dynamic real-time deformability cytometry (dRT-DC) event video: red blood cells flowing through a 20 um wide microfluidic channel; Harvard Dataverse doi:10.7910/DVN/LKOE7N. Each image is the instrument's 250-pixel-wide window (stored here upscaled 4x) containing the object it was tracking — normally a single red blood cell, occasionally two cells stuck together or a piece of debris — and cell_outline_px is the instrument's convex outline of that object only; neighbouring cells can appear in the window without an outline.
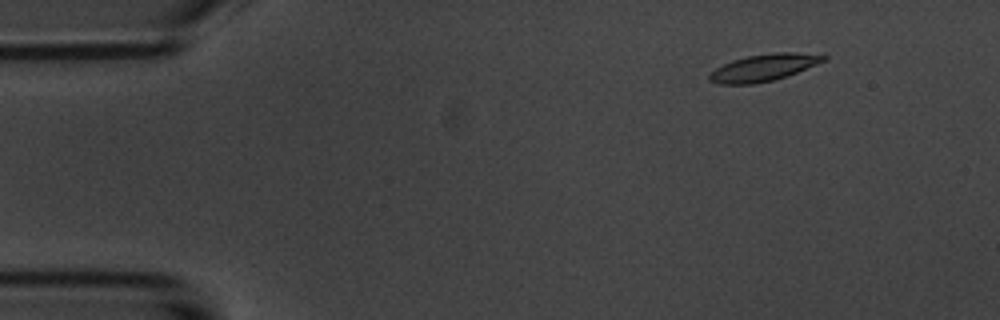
{"species": "common noctule bat (a hibernating species)", "species_latin": "Nyctalus noctula", "temperature_condition": "room temperature", "stored_images_in_passage": 5, "camera_frame_rate_fps": 3000, "um_per_image_px": 0.085, "animal": {"sex": "male", "body_mass_g": 20.1, "forearm_length_mm": 53.5}, "frame": {"image": 1, "passage_image": 2, "time_ms": 1.333, "image_size_px": [1000, 320], "cell_outline_px": [[828, 60], [788, 76], [772, 80], [752, 84], [720, 84], [708, 80], [708, 76], [716, 68], [732, 60], [748, 56], [772, 52], [792, 52], [828, 56]], "centroid_in_image_um": [64.94, 5.74], "position_along_channel_um": 20.1, "area_um2": 17.86}}
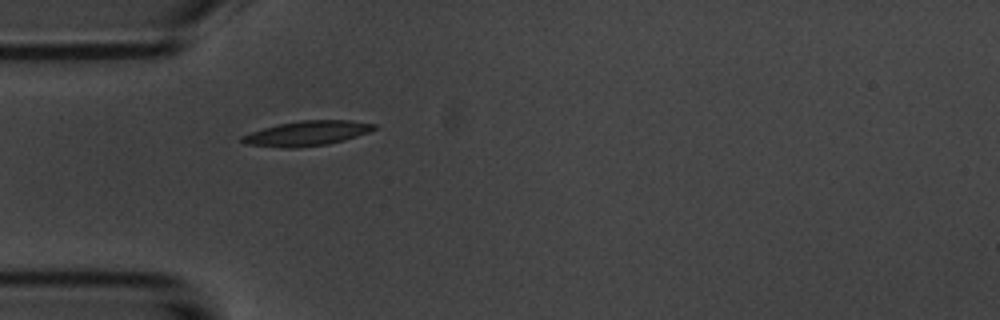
{"frame": {"image": 2, "passage_image": 5, "time_ms": 4.667, "image_size_px": [1000, 320], "cell_outline_px": [[376, 128], [368, 132], [344, 140], [328, 144], [296, 148], [280, 148], [244, 144], [240, 140], [240, 136], [264, 128], [280, 124], [300, 120], [352, 120], [376, 124]], "centroid_in_image_um": [26.07, 11.34], "position_along_channel_um": 58.9, "area_um2": 19.13}}